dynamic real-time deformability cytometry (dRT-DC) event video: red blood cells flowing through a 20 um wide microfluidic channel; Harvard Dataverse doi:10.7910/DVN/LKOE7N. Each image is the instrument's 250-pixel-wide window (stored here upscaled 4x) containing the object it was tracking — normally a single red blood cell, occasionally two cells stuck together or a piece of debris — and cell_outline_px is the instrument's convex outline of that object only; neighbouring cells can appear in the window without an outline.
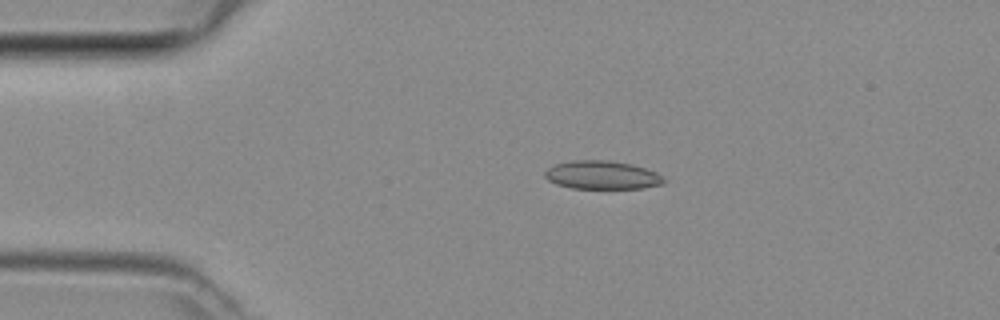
{"species": "common noctule bat (a hibernating species)", "species_latin": "Nyctalus noctula", "temperature_condition": "room temperature", "stored_images_in_passage": 47, "camera_frame_rate_fps": 3000, "um_per_image_px": 0.085, "animal": {"sex": "female", "body_mass_g": 29.2, "forearm_length_mm": 56.3}, "frame": {"image": 1, "passage_image": 10, "time_ms": 3.0, "image_size_px": [1000, 320], "cell_outline_px": [[664, 184], [644, 188], [572, 188], [556, 184], [548, 180], [544, 176], [544, 172], [548, 168], [556, 164], [572, 160], [608, 160], [632, 164], [656, 172], [664, 180]], "centroid_in_image_um": [51.15, 14.87], "position_along_channel_um": 33.8, "area_um2": 19.59}}
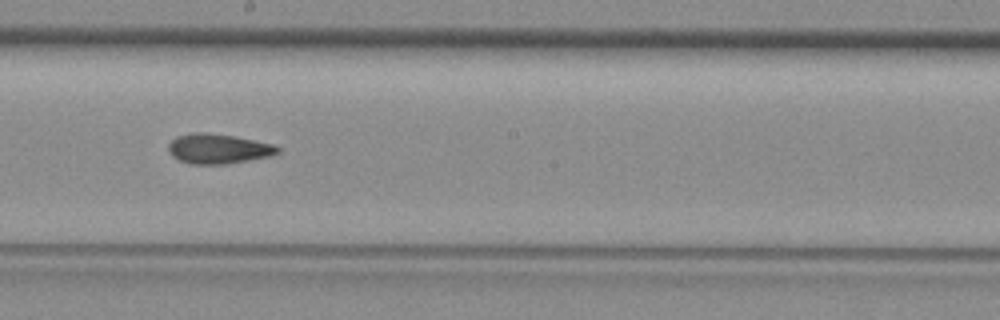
{"frame": {"image": 2, "passage_image": 26, "time_ms": 8.333, "image_size_px": [1000, 320], "cell_outline_px": [[280, 152], [268, 156], [248, 160], [224, 164], [188, 164], [172, 156], [168, 152], [168, 144], [176, 136], [192, 132], [204, 132], [236, 136], [272, 144], [280, 148]], "centroid_in_image_um": [18.5, 12.63], "position_along_channel_um": 229.7, "area_um2": 19.02}}
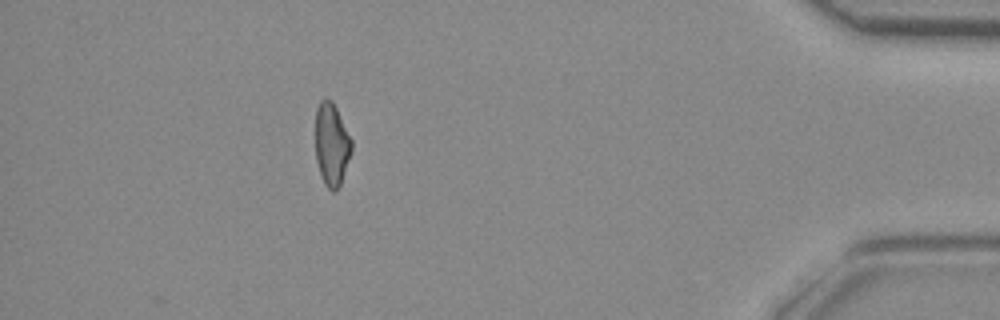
{"frame": {"image": 3, "passage_image": 42, "time_ms": 13.667, "image_size_px": [1000, 320], "cell_outline_px": [[352, 152], [340, 184], [332, 192], [324, 184], [316, 160], [316, 108], [320, 100], [332, 100], [352, 140]], "centroid_in_image_um": [28.19, 12.27], "position_along_channel_um": 407.0, "area_um2": 17.22}}